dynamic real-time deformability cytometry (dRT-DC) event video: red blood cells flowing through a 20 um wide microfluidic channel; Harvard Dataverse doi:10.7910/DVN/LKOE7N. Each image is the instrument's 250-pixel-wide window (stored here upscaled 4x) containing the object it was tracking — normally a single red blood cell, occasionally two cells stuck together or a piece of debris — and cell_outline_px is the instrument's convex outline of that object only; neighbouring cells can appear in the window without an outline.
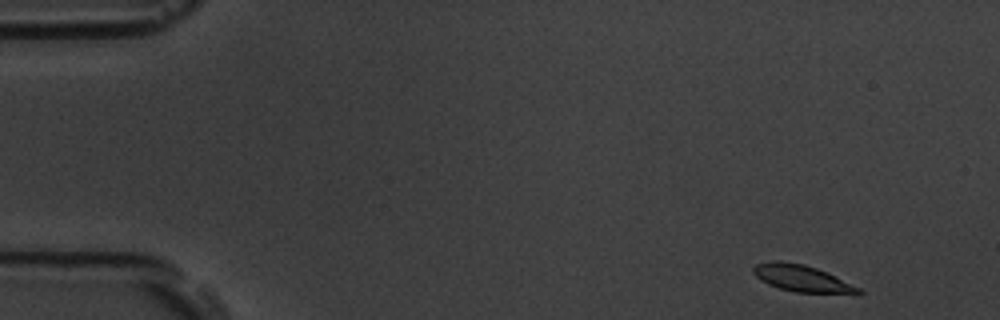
{"species": "common noctule bat (a hibernating species)", "species_latin": "Nyctalus noctula", "temperature_condition": "room temperature", "stored_images_in_passage": 53, "camera_frame_rate_fps": 3000, "um_per_image_px": 0.085, "animal": {"sex": "male", "body_mass_g": 19.5, "forearm_length_mm": 54.6}, "frame": {"image": 1, "passage_image": 1, "time_ms": 0.0, "image_size_px": [1000, 320], "cell_outline_px": [[864, 292], [860, 296], [796, 292], [780, 288], [768, 284], [760, 280], [752, 272], [752, 268], [756, 264], [772, 260], [780, 260], [804, 264], [816, 268], [860, 288]], "centroid_in_image_um": [68.22, 23.7], "position_along_channel_um": 16.8, "area_um2": 16.76}}
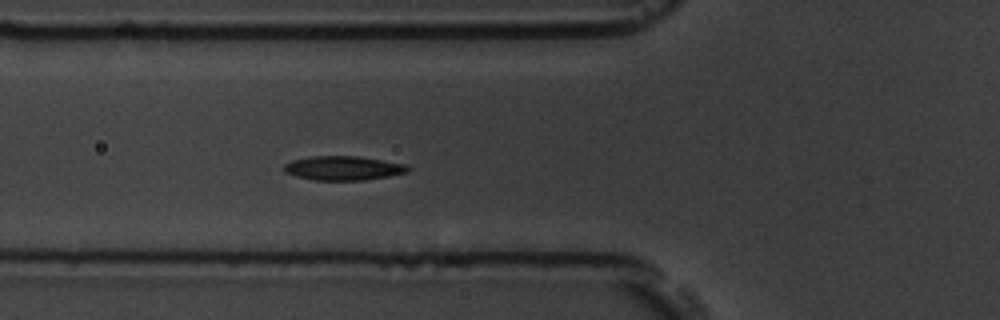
{"frame": {"image": 2, "passage_image": 17, "time_ms": 5.333, "image_size_px": [1000, 320], "cell_outline_px": [[412, 168], [408, 172], [388, 176], [364, 180], [312, 180], [296, 176], [284, 172], [284, 164], [292, 160], [312, 156], [360, 156], [404, 164]], "centroid_in_image_um": [29.17, 14.29], "position_along_channel_um": 96.6, "area_um2": 17.46}}
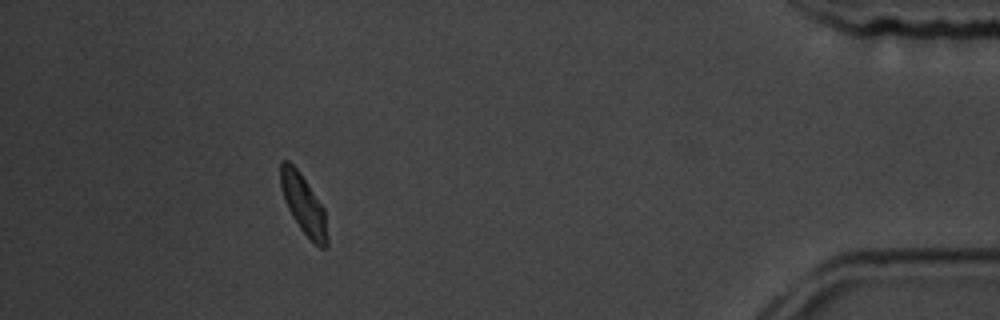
{"frame": {"image": 3, "passage_image": 48, "time_ms": 15.667, "image_size_px": [1000, 320], "cell_outline_px": [[328, 244], [324, 248], [320, 248], [300, 228], [292, 216], [284, 200], [280, 188], [280, 160], [288, 160], [300, 172], [324, 208], [328, 240]], "centroid_in_image_um": [25.78, 17.34], "position_along_channel_um": 409.4, "area_um2": 16.07}, "authors_computed_cell_mechanics": {"area_um2": 16.762, "velocity_mm_per_s": 3.5643, "shape_relaxation_time_tau1_ms": 2.3559, "shape_relaxation_time_tau2_ms": 7.6737, "deformation_change_tau1": 0.1479, "deformation_change_tau2": 0.0923}}